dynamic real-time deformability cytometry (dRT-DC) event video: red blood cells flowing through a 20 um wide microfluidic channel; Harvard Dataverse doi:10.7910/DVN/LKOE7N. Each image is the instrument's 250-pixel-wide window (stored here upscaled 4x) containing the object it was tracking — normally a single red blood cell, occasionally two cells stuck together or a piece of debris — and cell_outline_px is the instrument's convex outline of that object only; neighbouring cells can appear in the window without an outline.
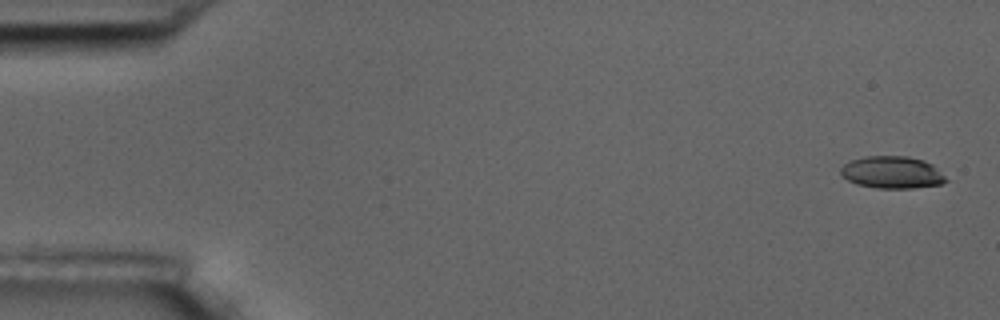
{"species": "common noctule bat (a hibernating species)", "species_latin": "Nyctalus noctula", "temperature_condition": "room temperature", "stored_images_in_passage": 6, "camera_frame_rate_fps": 3000, "um_per_image_px": 0.085, "animal": {"sex": "male", "body_mass_g": 17.5, "forearm_length_mm": 52.3}, "frame": {"image": 1, "passage_image": 1, "time_ms": 0.0, "image_size_px": [1000, 320], "cell_outline_px": [[948, 180], [940, 184], [912, 188], [876, 188], [856, 184], [848, 180], [840, 172], [840, 168], [848, 160], [864, 156], [908, 156], [924, 160], [932, 164]], "centroid_in_image_um": [75.79, 14.64], "position_along_channel_um": 9.2, "area_um2": 19.77}}
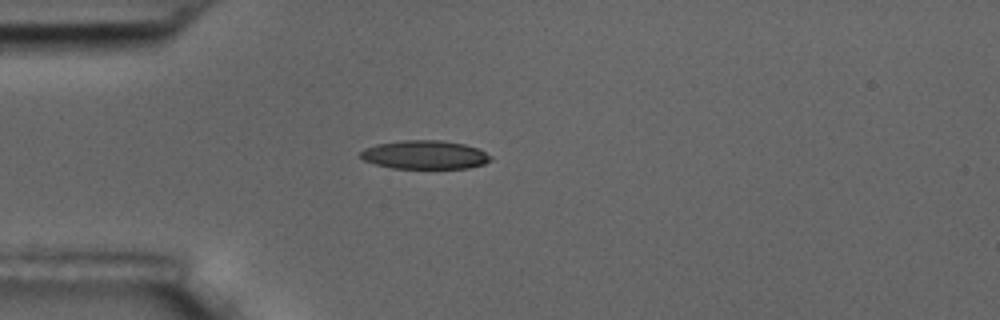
{"frame": {"image": 2, "passage_image": 5, "time_ms": 4.667, "image_size_px": [1000, 320], "cell_outline_px": [[492, 160], [484, 164], [468, 168], [392, 168], [376, 164], [364, 160], [360, 156], [360, 152], [364, 148], [376, 144], [400, 140], [440, 140], [464, 144], [476, 148], [492, 156]], "centroid_in_image_um": [36.1, 13.15], "position_along_channel_um": 48.9, "area_um2": 21.68}}